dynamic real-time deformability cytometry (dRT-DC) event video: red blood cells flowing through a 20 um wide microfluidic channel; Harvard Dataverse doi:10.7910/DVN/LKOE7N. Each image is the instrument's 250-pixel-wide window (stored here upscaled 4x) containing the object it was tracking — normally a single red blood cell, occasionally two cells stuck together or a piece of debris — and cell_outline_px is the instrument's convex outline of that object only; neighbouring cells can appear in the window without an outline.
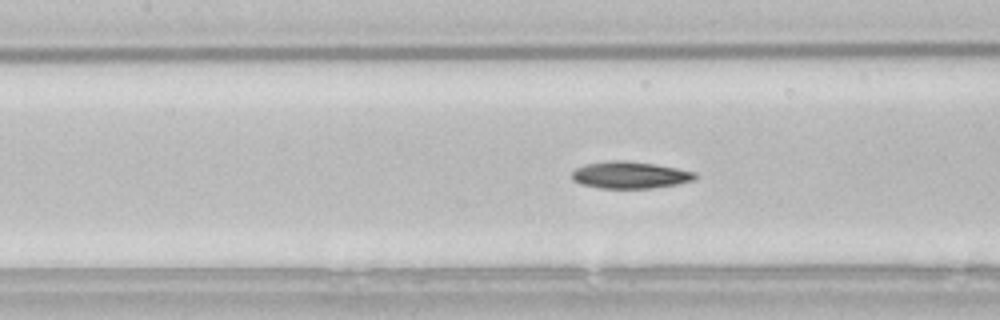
{"species": "common noctule bat (a hibernating species)", "species_latin": "Nyctalus noctula", "temperature_condition": "room temperature", "stored_images_in_passage": 44, "camera_frame_rate_fps": 3000, "um_per_image_px": 0.085, "animal": {"sex": "male", "body_mass_g": 21.5, "forearm_length_mm": 52.0}, "frame": {"image": 1, "passage_image": 13, "time_ms": 4.0, "image_size_px": [1000, 320], "cell_outline_px": [[696, 180], [676, 184], [652, 188], [600, 188], [580, 184], [572, 180], [572, 172], [576, 168], [584, 164], [608, 160], [628, 160], [676, 168], [696, 172]], "centroid_in_image_um": [53.52, 14.87], "position_along_channel_um": 153.9, "area_um2": 19.42}, "authors_computed_cell_mechanics": {"area_um2": 18.9295, "velocity_mm_per_s": 3.8009, "shape_relaxation_time_tau1_ms": 5.0257, "shape_relaxation_time_tau2_ms": null, "deformation_change_tau1": 0.1469, "deformation_change_tau2": null}}